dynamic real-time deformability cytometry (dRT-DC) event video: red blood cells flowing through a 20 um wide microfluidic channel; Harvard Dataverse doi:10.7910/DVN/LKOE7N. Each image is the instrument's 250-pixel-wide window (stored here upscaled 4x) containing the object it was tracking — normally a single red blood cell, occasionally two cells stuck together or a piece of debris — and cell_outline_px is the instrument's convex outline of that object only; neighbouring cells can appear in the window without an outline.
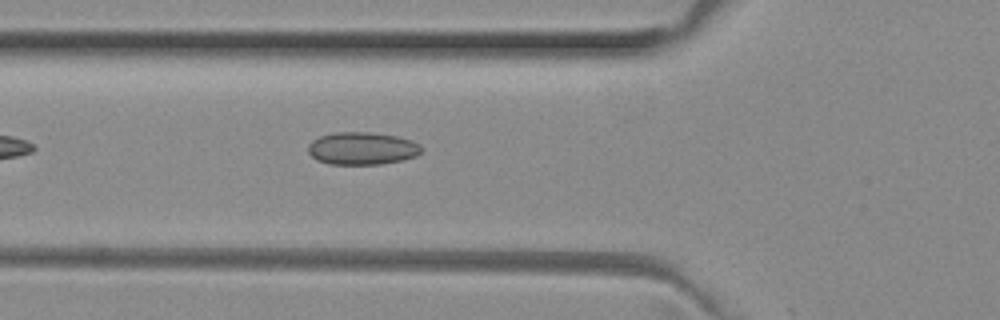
{"species": "common noctule bat (a hibernating species)", "species_latin": "Nyctalus noctula", "temperature_condition": "room temperature", "stored_images_in_passage": 4, "camera_frame_rate_fps": 3000, "um_per_image_px": 0.085, "animal": {"sex": "female", "body_mass_g": 29.2, "forearm_length_mm": 56.3}, "frame": {"image": 1, "passage_image": 3, "time_ms": 0.667, "image_size_px": [1000, 320], "cell_outline_px": [[420, 152], [416, 156], [404, 160], [380, 164], [328, 164], [316, 160], [308, 152], [308, 144], [312, 140], [320, 136], [336, 132], [368, 132], [396, 136], [412, 140], [420, 144]], "centroid_in_image_um": [30.76, 12.62], "position_along_channel_um": 95.0, "area_um2": 21.56}}